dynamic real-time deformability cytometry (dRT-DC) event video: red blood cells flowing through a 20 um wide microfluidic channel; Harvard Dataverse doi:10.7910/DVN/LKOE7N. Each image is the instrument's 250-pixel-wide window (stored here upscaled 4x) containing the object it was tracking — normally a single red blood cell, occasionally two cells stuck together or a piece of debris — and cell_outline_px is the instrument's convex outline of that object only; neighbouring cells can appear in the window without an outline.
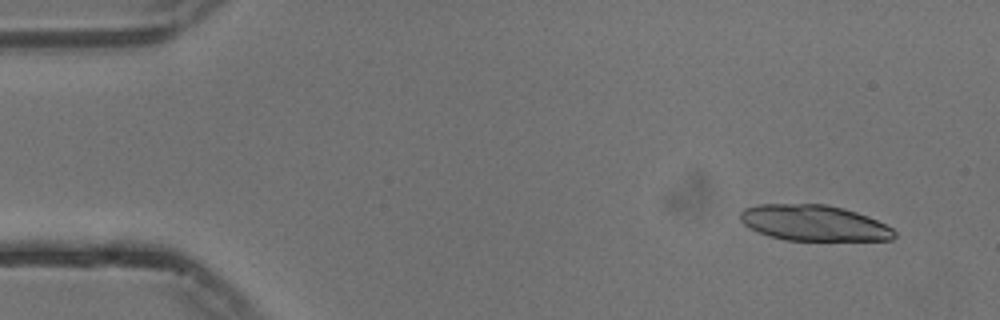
{"species": "common noctule bat (a hibernating species)", "species_latin": "Nyctalus noctula", "temperature_condition": "cold", "stored_images_in_passage": 53, "segment_of_instrument_passage": [1, 2], "camera_frame_rate_fps": 3000, "um_per_image_px": 0.085, "animal": {"sex": "male", "body_mass_g": 13.3}, "frame": {"image": 1, "passage_image": 4, "time_ms": 1.0, "image_size_px": [1000, 320], "cell_outline_px": [[896, 236], [892, 240], [784, 240], [768, 236], [744, 224], [740, 220], [740, 212], [744, 208], [756, 204], [828, 204], [844, 208], [868, 216], [892, 228], [896, 232]], "centroid_in_image_um": [69.18, 18.94], "position_along_channel_um": 15.8, "area_um2": 32.19}}